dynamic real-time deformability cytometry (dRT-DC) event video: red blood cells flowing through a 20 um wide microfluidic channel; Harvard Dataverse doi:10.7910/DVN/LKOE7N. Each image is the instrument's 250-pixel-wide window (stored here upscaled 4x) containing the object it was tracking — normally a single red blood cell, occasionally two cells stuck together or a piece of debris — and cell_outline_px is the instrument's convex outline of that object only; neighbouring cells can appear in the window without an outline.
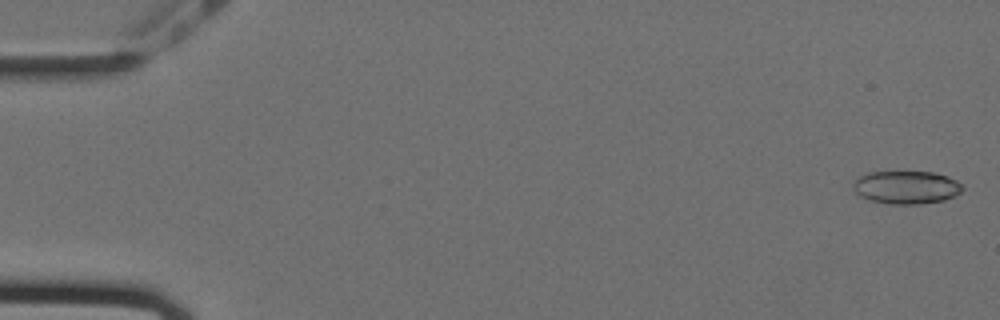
{"species": "Egyptian fruit bat (a non-hibernating species)", "species_latin": "Rousettus aegyptiacus", "temperature_condition": "cold", "stored_images_in_passage": 11, "camera_frame_rate_fps": 3000, "um_per_image_px": 0.085, "animal": {"sex": "female"}, "frame": {"image": 1, "passage_image": 1, "time_ms": 0.0, "image_size_px": [1000, 320], "cell_outline_px": [[964, 188], [956, 196], [944, 200], [920, 204], [888, 204], [872, 200], [860, 196], [852, 188], [852, 184], [860, 176], [868, 172], [932, 172], [948, 176], [964, 184]], "centroid_in_image_um": [77.07, 15.92], "position_along_channel_um": 7.9, "area_um2": 21.15}}